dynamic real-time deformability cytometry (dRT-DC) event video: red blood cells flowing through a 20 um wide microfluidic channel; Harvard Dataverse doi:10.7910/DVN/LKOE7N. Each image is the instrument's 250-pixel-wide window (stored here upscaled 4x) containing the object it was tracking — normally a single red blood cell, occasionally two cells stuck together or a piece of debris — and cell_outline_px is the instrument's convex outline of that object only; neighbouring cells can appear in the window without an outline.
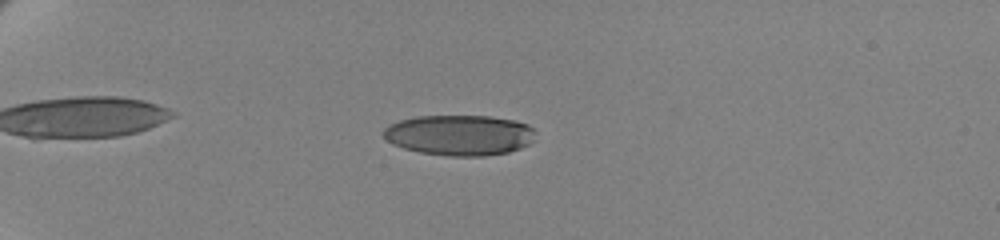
{"species": "human", "species_latin": "Homo sapiens", "temperature_condition": "cold", "stored_images_in_passage": 56, "camera_frame_rate_fps": 3000, "um_per_image_px": 0.085, "donor": {"sex": "female"}, "frame": {"image": 1, "passage_image": 13, "time_ms": 4.0, "image_size_px": [1000, 240], "cell_outline_px": [[536, 140], [520, 148], [508, 152], [484, 156], [448, 156], [420, 152], [404, 148], [392, 144], [384, 136], [384, 128], [400, 120], [416, 116], [488, 116], [516, 120], [528, 124], [536, 132]], "centroid_in_image_um": [39.11, 11.48], "position_along_channel_um": 45.9, "area_um2": 36.01}}
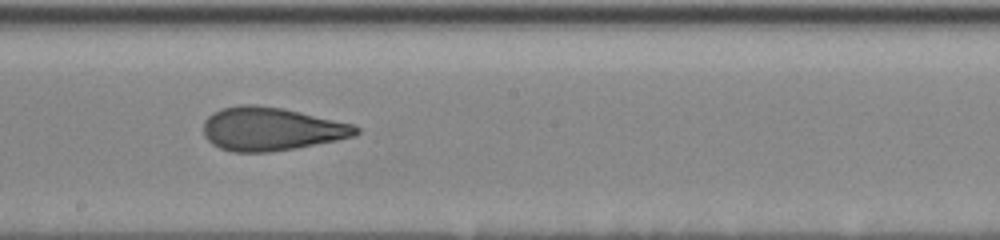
{"frame": {"image": 2, "passage_image": 33, "time_ms": 10.667, "image_size_px": [1000, 240], "cell_outline_px": [[360, 132], [356, 136], [296, 148], [268, 152], [232, 152], [220, 148], [212, 144], [204, 136], [204, 120], [212, 112], [224, 108], [240, 104], [256, 104], [284, 108], [356, 124], [360, 128]], "centroid_in_image_um": [23.08, 10.95], "position_along_channel_um": 225.1, "area_um2": 38.9}}
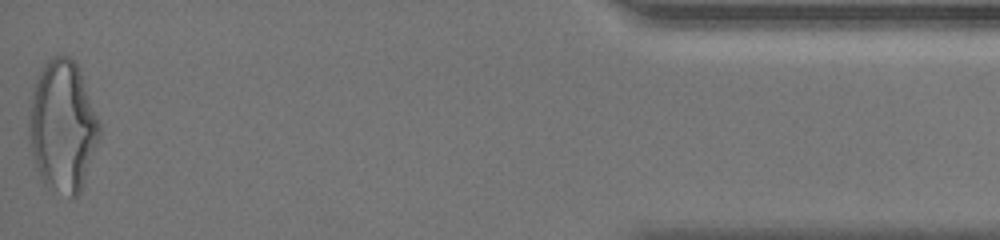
{"frame": {"image": 3, "passage_image": 56, "time_ms": 18.333, "image_size_px": [1000, 240], "cell_outline_px": [[100, 132], [80, 192], [76, 196], [72, 196], [44, 184], [40, 176], [32, 152], [28, 132], [28, 116], [32, 88], [36, 76], [44, 64], [52, 56], [68, 56], [76, 64], [80, 72], [100, 124]], "centroid_in_image_um": [5.28, 10.67], "position_along_channel_um": 429.9, "area_um2": 53.0}, "authors_computed_cell_mechanics": {"area_um2": 38.148, "velocity_mm_per_s": 3.4645, "shape_relaxation_time_tau1_ms": 4.9211, "shape_relaxation_time_tau2_ms": 1.4964, "deformation_change_tau1": 0.1782, "deformation_change_tau2": 0.0944}}